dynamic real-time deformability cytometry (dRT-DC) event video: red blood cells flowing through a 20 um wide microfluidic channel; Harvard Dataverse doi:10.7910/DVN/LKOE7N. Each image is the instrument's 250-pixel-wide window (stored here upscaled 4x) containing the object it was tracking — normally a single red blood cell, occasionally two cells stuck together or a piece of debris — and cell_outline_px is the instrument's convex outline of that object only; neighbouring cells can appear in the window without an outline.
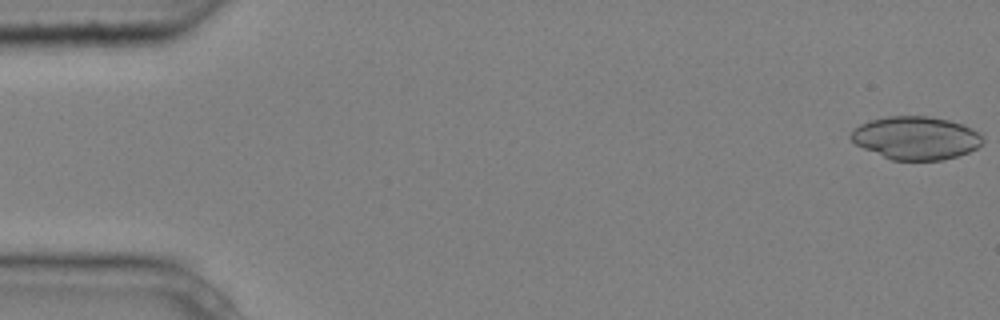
{"species": "common noctule bat (a hibernating species)", "species_latin": "Nyctalus noctula", "temperature_condition": "cold", "stored_images_in_passage": 4, "camera_frame_rate_fps": 3000, "um_per_image_px": 0.085, "animal": {"sex": "male", "body_mass_g": 20.4}, "frame": {"image": 1, "passage_image": 1, "time_ms": 0.0, "image_size_px": [1000, 320], "cell_outline_px": [[984, 140], [976, 148], [968, 152], [944, 160], [892, 160], [864, 148], [856, 144], [848, 136], [852, 128], [868, 120], [888, 116], [928, 116], [948, 120], [964, 124], [980, 132], [984, 136]], "centroid_in_image_um": [77.85, 11.71], "position_along_channel_um": 7.2, "area_um2": 33.29}}